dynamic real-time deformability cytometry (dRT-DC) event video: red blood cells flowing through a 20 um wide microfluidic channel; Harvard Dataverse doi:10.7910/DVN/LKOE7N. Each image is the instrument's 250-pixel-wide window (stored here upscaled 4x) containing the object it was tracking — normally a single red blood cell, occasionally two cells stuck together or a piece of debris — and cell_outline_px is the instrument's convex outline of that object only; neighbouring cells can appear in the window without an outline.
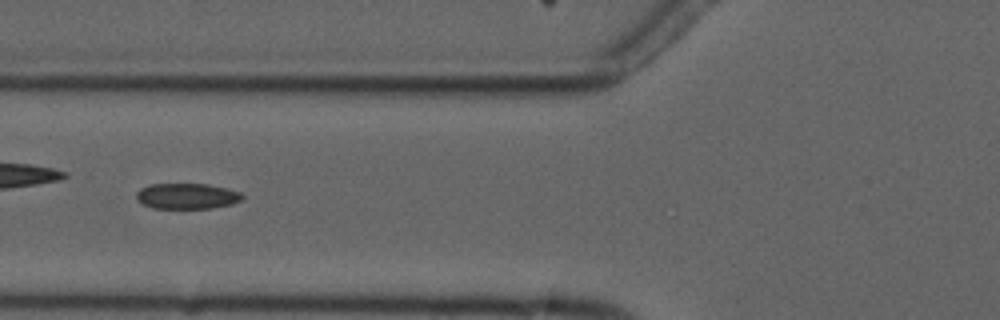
{"species": "common noctule bat (a hibernating species)", "species_latin": "Nyctalus noctula", "temperature_condition": "cold", "stored_images_in_passage": 9, "camera_frame_rate_fps": 3000, "um_per_image_px": 0.085, "animal": {"sex": "male", "forearm_length_mm": 52.5}, "frame": {"image": 1, "passage_image": 7, "time_ms": 6.667, "image_size_px": [1000, 320], "cell_outline_px": [[244, 196], [240, 200], [232, 204], [212, 208], [152, 208], [136, 200], [136, 192], [140, 188], [148, 184], [208, 184], [240, 192]], "centroid_in_image_um": [15.85, 16.66], "position_along_channel_um": 109.9, "area_um2": 15.84}}
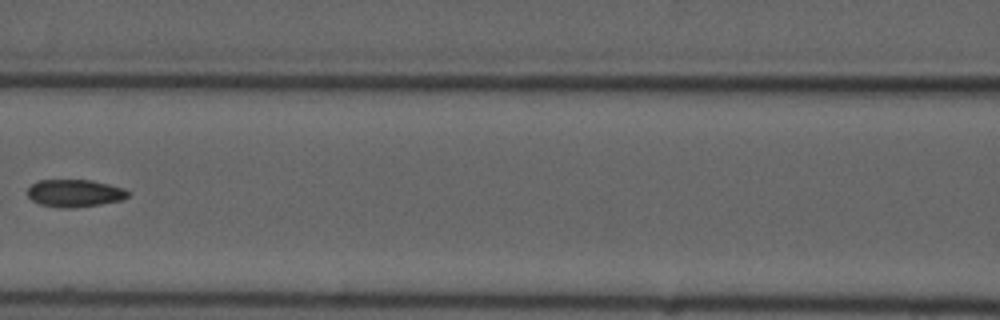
{"frame": {"image": 2, "passage_image": 8, "time_ms": 8.0, "image_size_px": [1000, 320], "cell_outline_px": [[132, 192], [128, 196], [120, 200], [100, 204], [72, 208], [64, 208], [40, 204], [32, 200], [28, 196], [28, 188], [32, 184], [40, 180], [92, 180], [124, 188]], "centroid_in_image_um": [6.37, 16.41], "position_along_channel_um": 160.2, "area_um2": 16.01}}
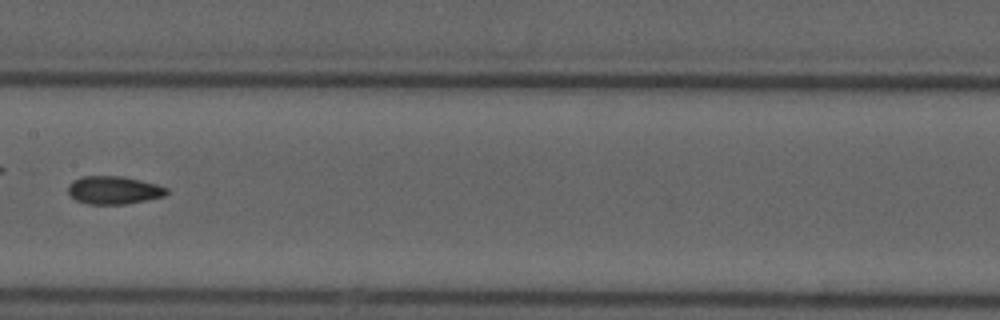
{"frame": {"image": 3, "passage_image": 9, "time_ms": 9.0, "image_size_px": [1000, 320], "cell_outline_px": [[168, 192], [164, 196], [128, 204], [88, 204], [76, 200], [68, 192], [68, 184], [72, 180], [80, 176], [120, 176], [140, 180], [156, 184], [168, 188]], "centroid_in_image_um": [9.65, 16.16], "position_along_channel_um": 197.8, "area_um2": 16.13}}